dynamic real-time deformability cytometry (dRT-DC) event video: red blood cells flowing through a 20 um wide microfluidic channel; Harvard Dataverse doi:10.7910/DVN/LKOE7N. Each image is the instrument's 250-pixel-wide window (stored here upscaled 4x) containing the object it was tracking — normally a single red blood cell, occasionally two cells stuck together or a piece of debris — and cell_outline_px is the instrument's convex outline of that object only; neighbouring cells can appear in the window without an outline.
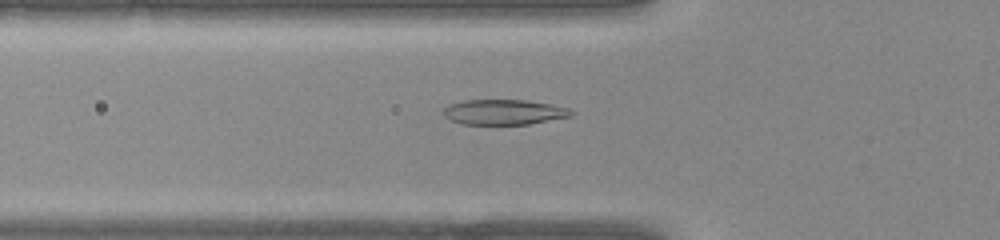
{"species": "common noctule bat (a hibernating species)", "species_latin": "Nyctalus noctula", "temperature_condition": "warm", "stored_images_in_passage": 30, "camera_frame_rate_fps": 3000, "um_per_image_px": 0.085, "animal": {"sex": "female", "body_mass_g": 22.0, "forearm_length_mm": 56.7}, "frame": {"image": 1, "passage_image": 4, "time_ms": 1.0, "image_size_px": [1000, 240], "cell_outline_px": [[572, 116], [528, 124], [464, 124], [452, 120], [444, 116], [444, 108], [448, 104], [464, 100], [524, 100], [548, 104], [568, 108], [572, 112]], "centroid_in_image_um": [42.8, 9.52], "position_along_channel_um": 83.0, "area_um2": 18.5}}
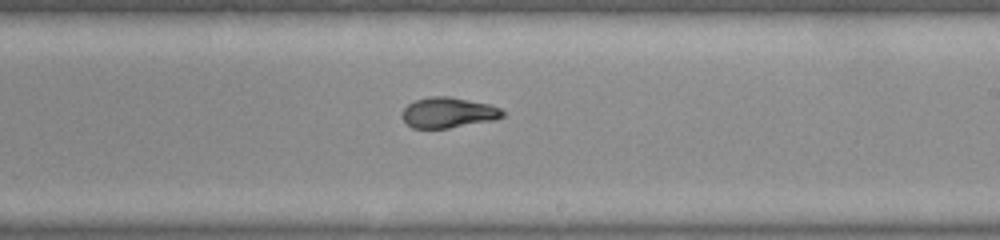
{"frame": {"image": 2, "passage_image": 14, "time_ms": 4.333, "image_size_px": [1000, 240], "cell_outline_px": [[504, 116], [496, 120], [448, 128], [412, 128], [400, 116], [404, 108], [408, 104], [416, 100], [428, 96], [448, 96], [488, 104], [500, 108], [504, 112]], "centroid_in_image_um": [38.09, 9.57], "position_along_channel_um": 250.9, "area_um2": 17.86}}
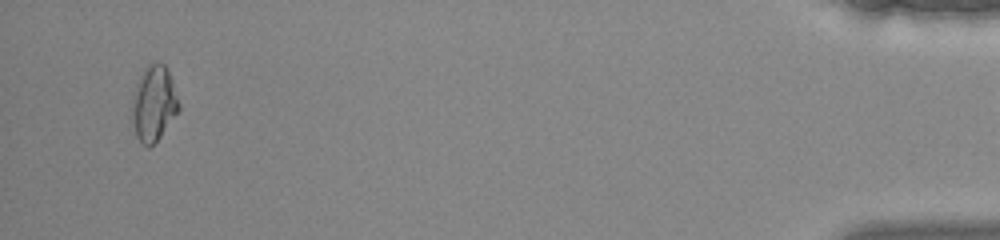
{"frame": {"image": 3, "passage_image": 29, "time_ms": 9.333, "image_size_px": [1000, 240], "cell_outline_px": [[180, 108], [160, 136], [148, 148], [136, 136], [128, 116], [132, 96], [136, 84], [144, 68], [148, 64], [160, 60], [164, 64], [172, 80], [180, 104]], "centroid_in_image_um": [13.01, 8.77], "position_along_channel_um": 422.2, "area_um2": 20.92}}